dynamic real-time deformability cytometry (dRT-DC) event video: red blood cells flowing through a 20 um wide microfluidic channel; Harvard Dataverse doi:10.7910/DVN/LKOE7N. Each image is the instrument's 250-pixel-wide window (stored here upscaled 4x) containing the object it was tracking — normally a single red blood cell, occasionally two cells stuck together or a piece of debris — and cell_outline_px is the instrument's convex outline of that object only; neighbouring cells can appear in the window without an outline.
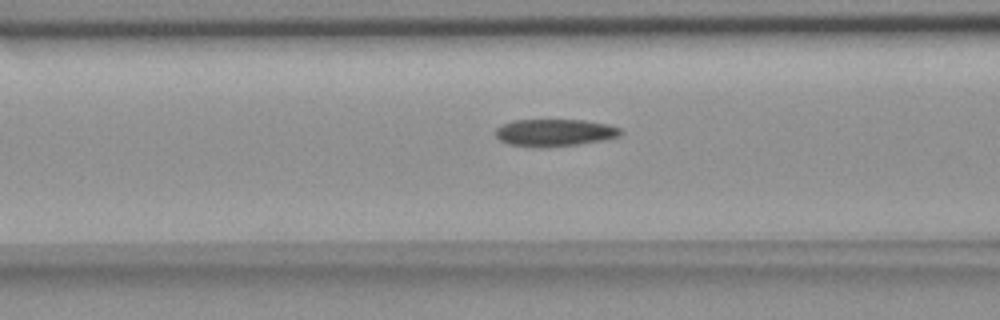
{"species": "common noctule bat (a hibernating species)", "species_latin": "Nyctalus noctula", "temperature_condition": "room temperature", "stored_images_in_passage": 38, "camera_frame_rate_fps": 3000, "um_per_image_px": 0.085, "animal": {"sex": "female", "body_mass_g": 18.4}, "frame": {"image": 1, "passage_image": 10, "time_ms": 3.0, "image_size_px": [1000, 320], "cell_outline_px": [[624, 132], [620, 136], [600, 140], [576, 144], [532, 148], [508, 144], [500, 140], [496, 136], [496, 128], [504, 124], [516, 120], [584, 120], [608, 124], [620, 128]], "centroid_in_image_um": [47.14, 11.27], "position_along_channel_um": 119.5, "area_um2": 19.71}}
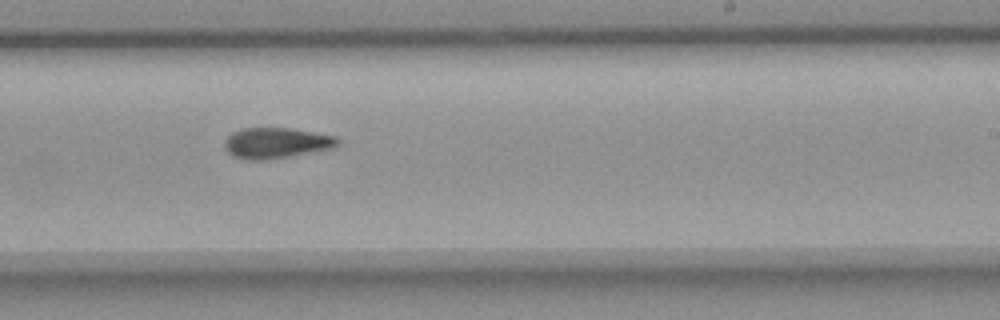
{"frame": {"image": 2, "passage_image": 22, "time_ms": 7.0, "image_size_px": [1000, 320], "cell_outline_px": [[340, 144], [332, 148], [288, 156], [260, 160], [244, 160], [232, 156], [224, 148], [224, 140], [232, 132], [240, 128], [292, 128], [336, 136], [340, 140]], "centroid_in_image_um": [23.45, 12.14], "position_along_channel_um": 265.6, "area_um2": 20.29}}
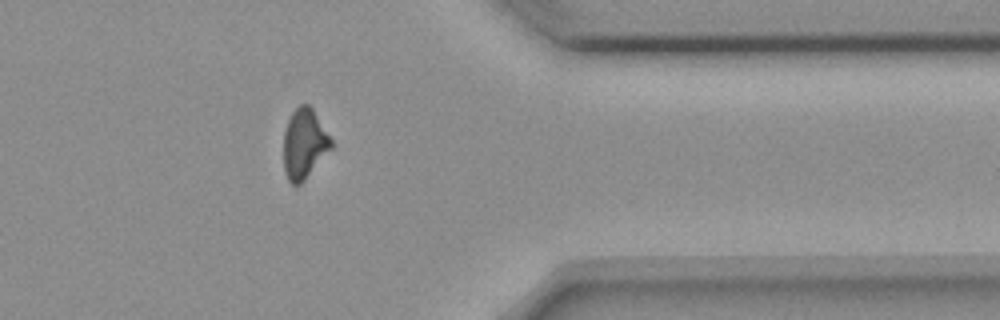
{"frame": {"image": 3, "passage_image": 33, "time_ms": 10.667, "image_size_px": [1000, 320], "cell_outline_px": [[332, 148], [304, 180], [300, 184], [292, 184], [288, 180], [284, 172], [284, 132], [288, 120], [292, 112], [300, 104], [308, 104], [312, 108], [332, 140]], "centroid_in_image_um": [25.85, 12.22], "position_along_channel_um": 385.5, "area_um2": 19.19}}